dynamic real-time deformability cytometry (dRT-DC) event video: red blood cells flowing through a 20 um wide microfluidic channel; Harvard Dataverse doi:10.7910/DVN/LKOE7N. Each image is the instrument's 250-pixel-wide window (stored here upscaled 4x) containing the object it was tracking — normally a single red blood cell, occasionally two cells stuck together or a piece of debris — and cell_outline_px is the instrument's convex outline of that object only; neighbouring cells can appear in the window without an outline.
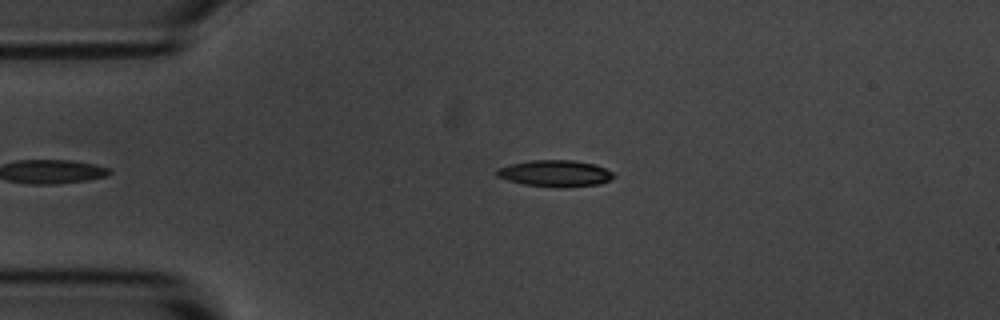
{"species": "common noctule bat (a hibernating species)", "species_latin": "Nyctalus noctula", "temperature_condition": "room temperature", "stored_images_in_passage": 41, "camera_frame_rate_fps": 3000, "um_per_image_px": 0.085, "animal": {"sex": "male", "body_mass_g": 20.1, "forearm_length_mm": 53.5}, "frame": {"image": 1, "passage_image": 2, "time_ms": 0.333, "image_size_px": [1000, 320], "cell_outline_px": [[616, 176], [600, 184], [564, 188], [560, 188], [524, 184], [508, 180], [496, 176], [496, 168], [508, 164], [532, 160], [572, 160], [596, 164], [612, 172]], "centroid_in_image_um": [47.18, 14.74], "position_along_channel_um": 37.8, "area_um2": 18.21}}
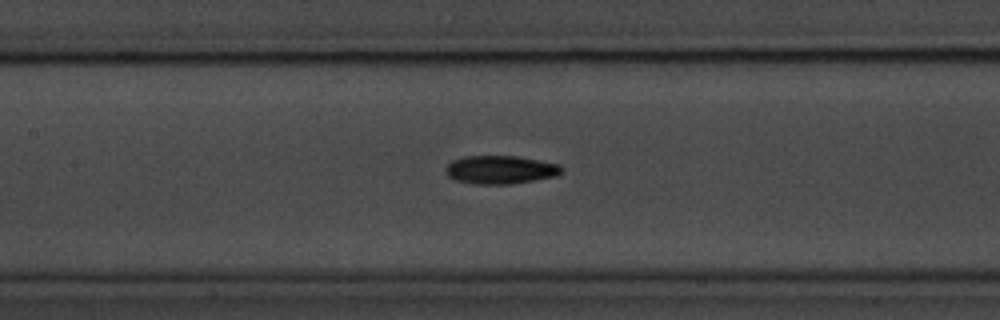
{"frame": {"image": 2, "passage_image": 15, "time_ms": 4.667, "image_size_px": [1000, 320], "cell_outline_px": [[560, 172], [556, 176], [536, 180], [512, 184], [476, 184], [456, 180], [448, 176], [444, 172], [444, 168], [452, 160], [464, 156], [516, 156], [560, 164]], "centroid_in_image_um": [42.49, 14.43], "position_along_channel_um": 164.9, "area_um2": 19.13}}
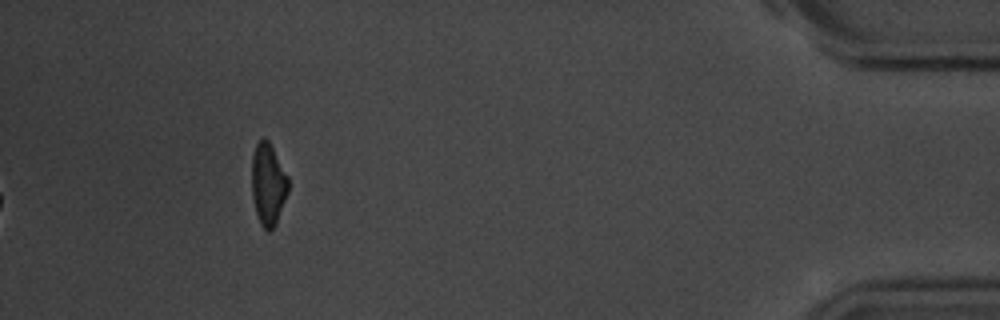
{"frame": {"image": 3, "passage_image": 41, "time_ms": 13.333, "image_size_px": [1000, 320], "cell_outline_px": [[288, 192], [276, 224], [268, 232], [260, 224], [256, 212], [252, 196], [252, 156], [256, 144], [260, 136], [264, 136], [268, 140], [288, 176]], "centroid_in_image_um": [22.78, 15.63], "position_along_channel_um": 412.4, "area_um2": 17.46}, "authors_computed_cell_mechanics": {"area_um2": 18.207, "velocity_mm_per_s": 3.5834, "shape_relaxation_time_tau1_ms": 3.3959, "shape_relaxation_time_tau2_ms": 5.7692, "deformation_change_tau1": 0.1506, "deformation_change_tau2": 0.1316}}